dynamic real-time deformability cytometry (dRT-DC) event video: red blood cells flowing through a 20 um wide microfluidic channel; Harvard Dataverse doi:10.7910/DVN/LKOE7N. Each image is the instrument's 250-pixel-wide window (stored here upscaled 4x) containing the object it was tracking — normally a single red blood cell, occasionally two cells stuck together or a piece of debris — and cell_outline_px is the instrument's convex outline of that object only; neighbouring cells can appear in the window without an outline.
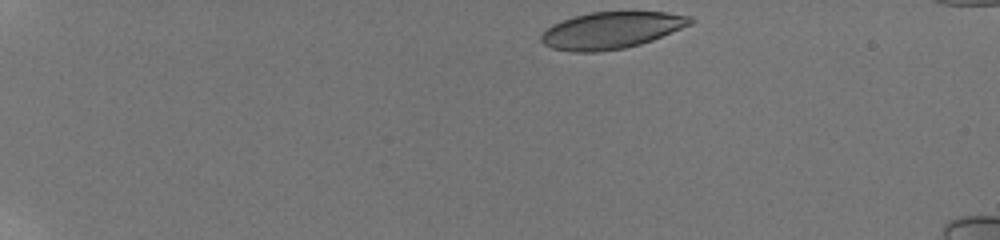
{"species": "human", "species_latin": "Homo sapiens", "temperature_condition": "room temperature", "stored_images_in_passage": 46, "camera_frame_rate_fps": 3000, "um_per_image_px": 0.085, "donor": {"sex": "male"}, "frame": {"image": 1, "passage_image": 1, "time_ms": 0.0, "image_size_px": [1000, 240], "cell_outline_px": [[696, 20], [692, 24], [652, 40], [640, 44], [624, 48], [596, 52], [572, 52], [552, 48], [544, 44], [540, 40], [540, 36], [552, 24], [560, 20], [572, 16], [592, 12], [668, 12], [692, 16]], "centroid_in_image_um": [51.97, 2.57], "position_along_channel_um": 33.0, "area_um2": 32.08}}
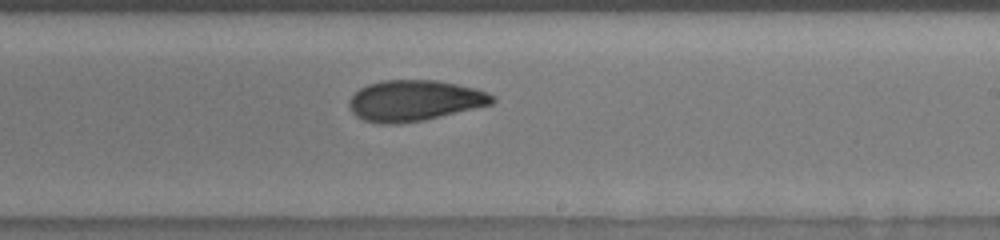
{"frame": {"image": 2, "passage_image": 27, "time_ms": 8.667, "image_size_px": [1000, 240], "cell_outline_px": [[496, 100], [492, 104], [424, 120], [396, 124], [380, 124], [364, 120], [356, 116], [352, 112], [348, 104], [348, 100], [360, 88], [368, 84], [380, 80], [436, 80], [476, 88], [488, 92], [496, 96]], "centroid_in_image_um": [35.23, 8.55], "position_along_channel_um": 253.8, "area_um2": 34.22}}
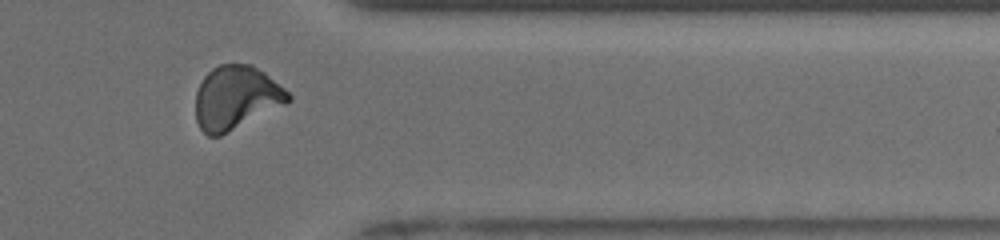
{"frame": {"image": 3, "passage_image": 38, "time_ms": 12.333, "image_size_px": [1000, 240], "cell_outline_px": [[292, 100], [220, 136], [208, 136], [200, 128], [196, 120], [196, 92], [204, 76], [212, 68], [220, 64], [252, 64], [264, 72], [284, 88], [292, 96]], "centroid_in_image_um": [20.05, 8.29], "position_along_channel_um": 391.4, "area_um2": 33.99}, "authors_computed_cell_mechanics": {"area_um2": 33.4373, "velocity_mm_per_s": 3.8419, "shape_relaxation_time_tau1_ms": 8.8449, "shape_relaxation_time_tau2_ms": 2.5746, "deformation_change_tau1": 0.2047, "deformation_change_tau2": 0.078}}